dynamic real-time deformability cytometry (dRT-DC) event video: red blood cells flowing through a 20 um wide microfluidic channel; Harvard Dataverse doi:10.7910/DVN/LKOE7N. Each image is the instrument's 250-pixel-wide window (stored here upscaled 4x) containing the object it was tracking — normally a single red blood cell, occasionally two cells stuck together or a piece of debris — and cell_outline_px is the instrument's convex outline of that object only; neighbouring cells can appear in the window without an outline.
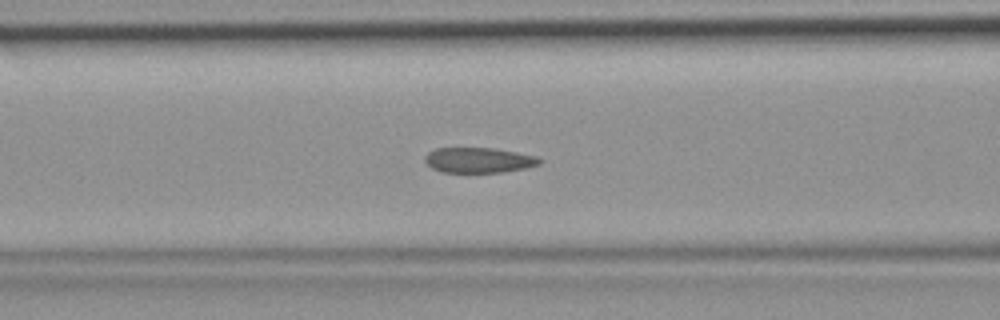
{"species": "common noctule bat (a hibernating species)", "species_latin": "Nyctalus noctula", "temperature_condition": "room temperature", "stored_images_in_passage": 48, "camera_frame_rate_fps": 3000, "um_per_image_px": 0.085, "animal": {"sex": "female", "body_mass_g": 19.9}, "frame": {"image": 1, "passage_image": 20, "time_ms": 6.333, "image_size_px": [1000, 320], "cell_outline_px": [[544, 160], [540, 164], [524, 168], [504, 172], [440, 172], [432, 168], [424, 160], [424, 156], [428, 152], [436, 148], [496, 148], [536, 156]], "centroid_in_image_um": [40.69, 13.61], "position_along_channel_um": 125.9, "area_um2": 16.94}}
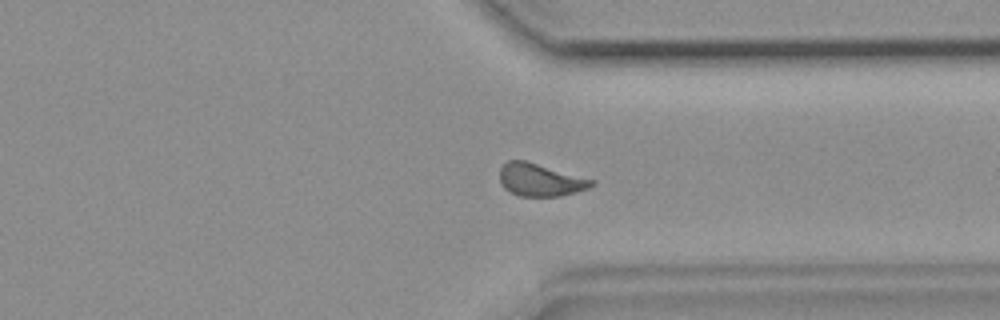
{"frame": {"image": 2, "passage_image": 37, "time_ms": 12.0, "image_size_px": [1000, 320], "cell_outline_px": [[596, 184], [588, 188], [576, 192], [560, 196], [520, 196], [504, 188], [500, 184], [500, 168], [508, 160], [524, 160], [596, 180]], "centroid_in_image_um": [45.94, 15.29], "position_along_channel_um": 365.5, "area_um2": 17.46}}
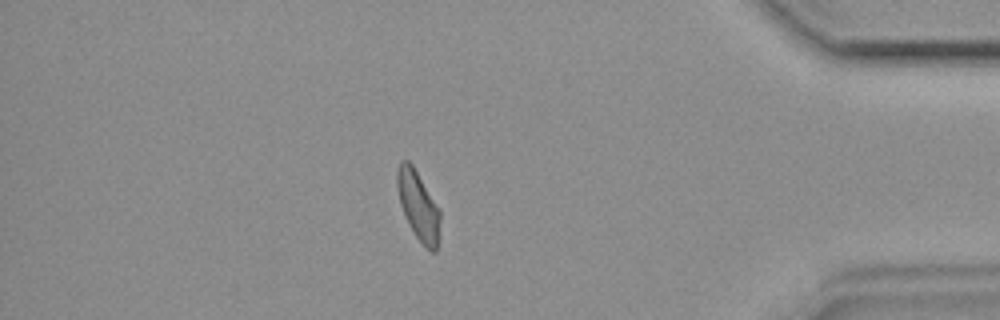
{"frame": {"image": 3, "passage_image": 42, "time_ms": 13.667, "image_size_px": [1000, 320], "cell_outline_px": [[440, 220], [436, 252], [432, 252], [416, 236], [400, 204], [396, 184], [396, 172], [400, 160], [408, 160], [412, 164], [440, 208]], "centroid_in_image_um": [35.55, 17.41], "position_along_channel_um": 399.6, "area_um2": 16.99}}